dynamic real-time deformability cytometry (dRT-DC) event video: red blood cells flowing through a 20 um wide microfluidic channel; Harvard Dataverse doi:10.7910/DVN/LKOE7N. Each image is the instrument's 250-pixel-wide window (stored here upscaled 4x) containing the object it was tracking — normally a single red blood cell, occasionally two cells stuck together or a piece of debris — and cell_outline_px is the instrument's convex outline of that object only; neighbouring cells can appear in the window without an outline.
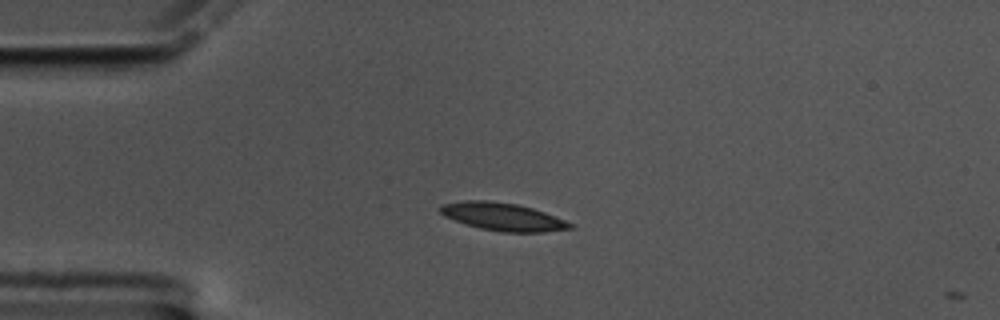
{"species": "common noctule bat (a hibernating species)", "species_latin": "Nyctalus noctula", "temperature_condition": "cold", "stored_images_in_passage": 2, "camera_frame_rate_fps": 3000, "um_per_image_px": 0.085, "animal": {"sex": "male", "body_mass_g": 17.5, "forearm_length_mm": 52.3}, "frame": {"image": 1, "passage_image": 1, "time_ms": 0.0, "image_size_px": [1000, 320], "cell_outline_px": [[576, 224], [572, 228], [544, 232], [504, 232], [480, 228], [464, 224], [444, 216], [440, 212], [440, 204], [464, 200], [488, 200], [516, 204], [532, 208], [544, 212]], "centroid_in_image_um": [42.73, 18.42], "position_along_channel_um": 42.3, "area_um2": 21.1}}